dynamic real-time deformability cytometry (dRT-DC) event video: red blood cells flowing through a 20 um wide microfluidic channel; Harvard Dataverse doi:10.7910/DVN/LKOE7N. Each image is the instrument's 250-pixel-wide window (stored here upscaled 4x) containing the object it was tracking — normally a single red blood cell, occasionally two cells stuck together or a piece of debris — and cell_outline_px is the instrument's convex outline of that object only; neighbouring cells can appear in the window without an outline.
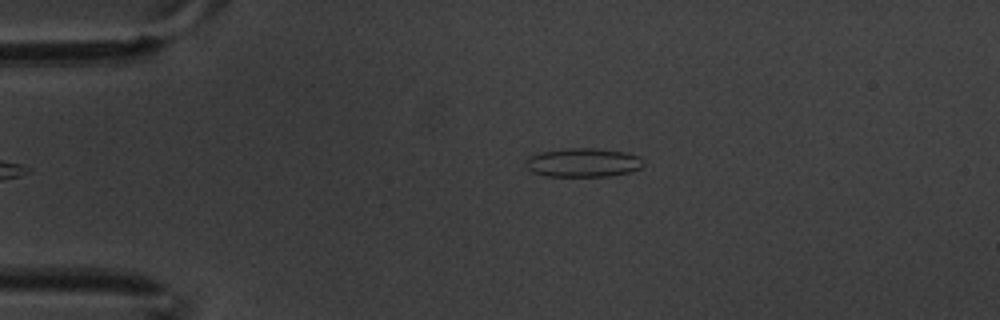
{"species": "common noctule bat (a hibernating species)", "species_latin": "Nyctalus noctula", "temperature_condition": "warm", "stored_images_in_passage": 6, "camera_frame_rate_fps": 3000, "um_per_image_px": 0.085, "animal": {"sex": "male", "body_mass_g": 20.1, "forearm_length_mm": 53.5}, "frame": {"image": 1, "passage_image": 6, "time_ms": 1.667, "image_size_px": [1000, 320], "cell_outline_px": [[644, 164], [640, 168], [628, 172], [608, 176], [548, 176], [532, 172], [528, 168], [524, 160], [528, 156], [540, 152], [568, 148], [596, 148], [624, 152], [640, 156], [644, 160]], "centroid_in_image_um": [49.56, 13.81], "position_along_channel_um": 35.4, "area_um2": 19.83}}